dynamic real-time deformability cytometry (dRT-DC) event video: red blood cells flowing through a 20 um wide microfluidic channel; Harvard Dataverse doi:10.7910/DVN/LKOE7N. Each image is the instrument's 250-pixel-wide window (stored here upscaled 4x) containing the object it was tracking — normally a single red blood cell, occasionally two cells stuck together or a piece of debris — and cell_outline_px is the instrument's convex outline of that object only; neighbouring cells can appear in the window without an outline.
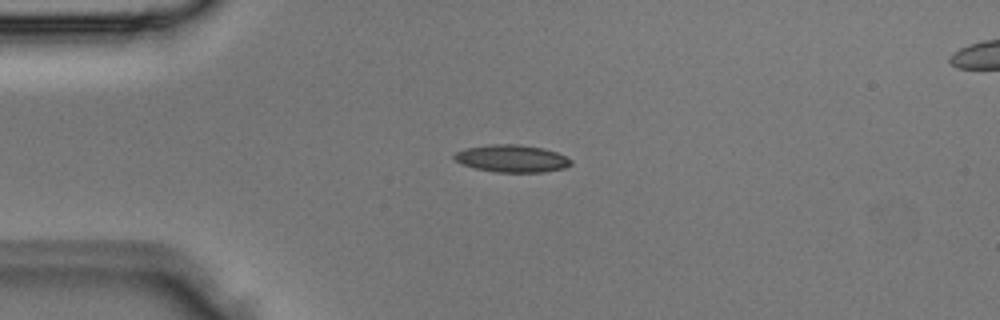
{"species": "Egyptian fruit bat (a non-hibernating species)", "species_latin": "Rousettus aegyptiacus", "temperature_condition": "room temperature", "stored_images_in_passage": 1, "camera_frame_rate_fps": 3000, "um_per_image_px": 0.085, "animal": {"sex": "male"}, "frame": {"image": 1, "passage_image": 1, "time_ms": 0.0, "image_size_px": [1000, 320], "cell_outline_px": [[572, 164], [564, 168], [540, 172], [496, 172], [476, 168], [460, 164], [452, 156], [456, 152], [464, 148], [492, 144], [520, 144], [544, 148], [556, 152], [572, 160]], "centroid_in_image_um": [43.49, 13.46], "position_along_channel_um": 41.5, "area_um2": 18.61}}